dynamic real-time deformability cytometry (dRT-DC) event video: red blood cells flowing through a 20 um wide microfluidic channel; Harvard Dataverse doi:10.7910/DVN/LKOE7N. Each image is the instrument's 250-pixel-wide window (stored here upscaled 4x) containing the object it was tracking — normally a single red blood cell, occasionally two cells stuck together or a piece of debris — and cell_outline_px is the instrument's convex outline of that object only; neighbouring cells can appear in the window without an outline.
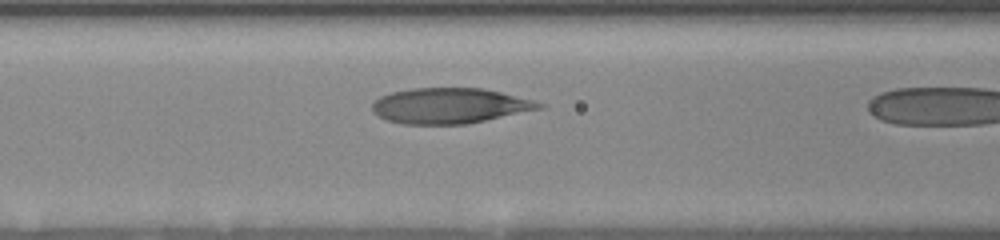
{"species": "human", "species_latin": "Homo sapiens", "temperature_condition": "room temperature", "stored_images_in_passage": 10, "camera_frame_rate_fps": 3000, "um_per_image_px": 0.085, "donor": {"sex": "female"}, "frame": {"image": 1, "passage_image": 9, "time_ms": 3.333, "image_size_px": [1000, 240], "cell_outline_px": [[548, 104], [544, 108], [468, 124], [404, 124], [388, 120], [372, 112], [372, 104], [380, 96], [392, 92], [412, 88], [484, 88]], "centroid_in_image_um": [38.25, 8.99], "position_along_channel_um": 128.3, "area_um2": 34.51}}